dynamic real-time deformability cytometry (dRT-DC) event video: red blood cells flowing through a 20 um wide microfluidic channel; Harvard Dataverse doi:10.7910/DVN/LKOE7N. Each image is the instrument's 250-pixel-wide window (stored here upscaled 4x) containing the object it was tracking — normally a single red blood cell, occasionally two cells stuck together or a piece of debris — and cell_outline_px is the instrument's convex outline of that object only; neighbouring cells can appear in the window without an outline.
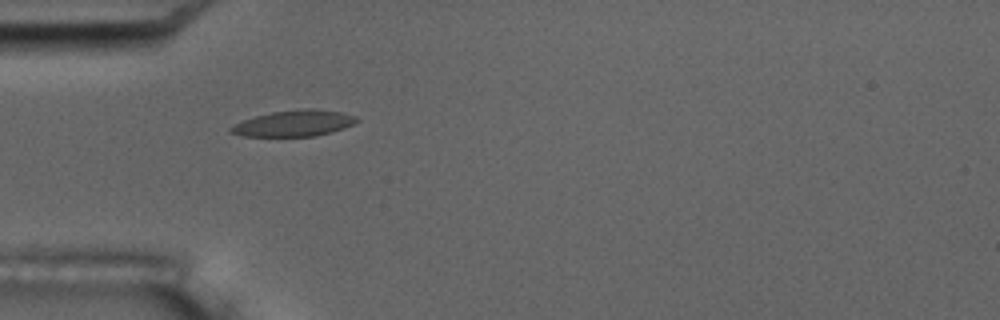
{"species": "common noctule bat (a hibernating species)", "species_latin": "Nyctalus noctula", "temperature_condition": "room temperature", "stored_images_in_passage": 5, "camera_frame_rate_fps": 3000, "um_per_image_px": 0.085, "animal": {"sex": "male", "body_mass_g": 17.5, "forearm_length_mm": 52.3}, "frame": {"image": 1, "passage_image": 5, "time_ms": 5.333, "image_size_px": [1000, 320], "cell_outline_px": [[360, 120], [344, 128], [332, 132], [316, 136], [244, 136], [228, 132], [228, 128], [244, 120], [256, 116], [272, 112], [304, 108], [316, 108], [340, 112], [356, 116]], "centroid_in_image_um": [25.01, 10.48], "position_along_channel_um": 60.0, "area_um2": 19.13}}